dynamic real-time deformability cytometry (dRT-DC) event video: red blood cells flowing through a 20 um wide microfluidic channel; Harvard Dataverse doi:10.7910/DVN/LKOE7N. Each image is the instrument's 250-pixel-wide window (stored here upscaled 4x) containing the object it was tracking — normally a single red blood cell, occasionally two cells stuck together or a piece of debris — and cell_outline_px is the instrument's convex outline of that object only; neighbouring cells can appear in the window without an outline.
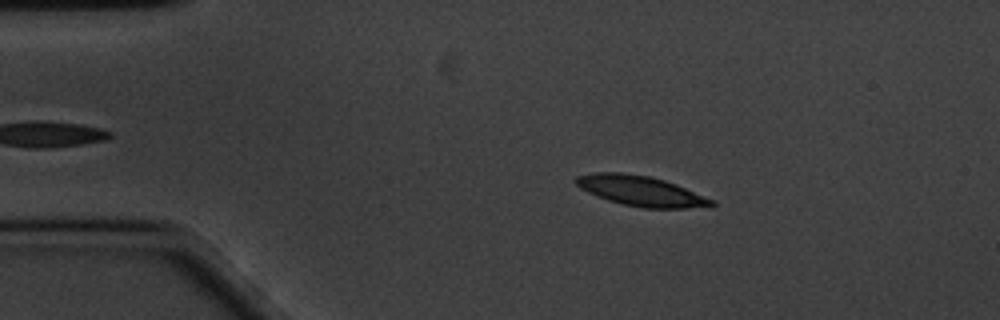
{"species": "common noctule bat (a hibernating species)", "species_latin": "Nyctalus noctula", "temperature_condition": "cold", "stored_images_in_passage": 51, "camera_frame_rate_fps": 3000, "um_per_image_px": 0.085, "animal": {"sex": "male", "body_mass_g": 20.1, "forearm_length_mm": 53.5}, "frame": {"image": 1, "passage_image": 10, "time_ms": 3.0, "image_size_px": [1000, 320], "cell_outline_px": [[716, 204], [712, 208], [644, 208], [624, 204], [608, 200], [596, 196], [580, 188], [572, 180], [576, 176], [596, 172], [620, 172], [648, 176], [664, 180], [676, 184], [716, 200]], "centroid_in_image_um": [54.53, 16.24], "position_along_channel_um": 30.5, "area_um2": 24.1}}
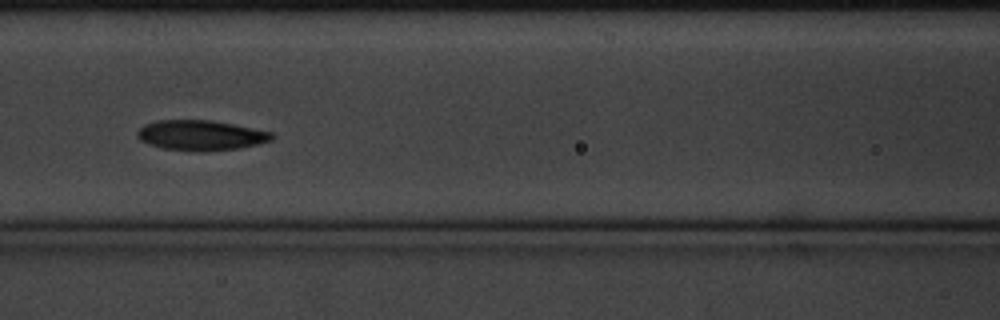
{"frame": {"image": 2, "passage_image": 25, "time_ms": 8.0, "image_size_px": [1000, 320], "cell_outline_px": [[276, 136], [272, 140], [260, 144], [236, 148], [204, 152], [196, 152], [164, 148], [148, 144], [140, 140], [136, 136], [136, 132], [144, 124], [156, 120], [208, 120], [232, 124], [272, 132]], "centroid_in_image_um": [17.05, 11.51], "position_along_channel_um": 149.5, "area_um2": 23.76}}
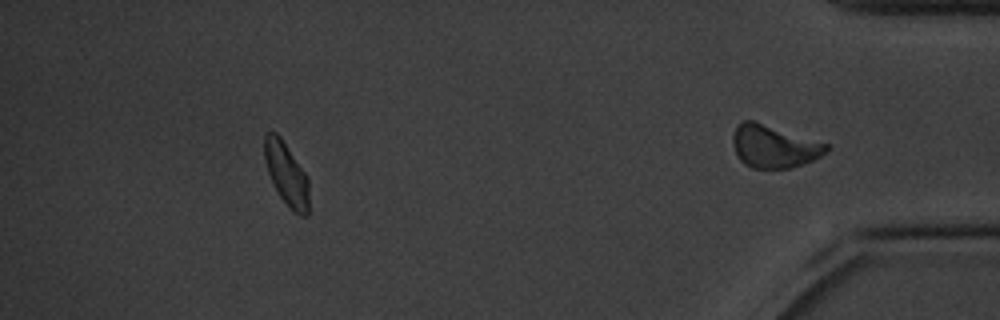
{"frame": {"image": 3, "passage_image": 45, "time_ms": 14.667, "image_size_px": [1000, 320], "cell_outline_px": [[308, 216], [300, 216], [280, 196], [268, 172], [264, 160], [264, 132], [276, 132], [280, 136], [308, 176]], "centroid_in_image_um": [24.34, 14.73], "position_along_channel_um": 410.9, "area_um2": 16.13}, "authors_computed_cell_mechanics": {"area_um2": 23.0044, "velocity_mm_per_s": 3.3272, "shape_relaxation_time_tau1_ms": 2.8298, "shape_relaxation_time_tau2_ms": 10.5107, "deformation_change_tau1": 0.1146, "deformation_change_tau2": 0.1125}}